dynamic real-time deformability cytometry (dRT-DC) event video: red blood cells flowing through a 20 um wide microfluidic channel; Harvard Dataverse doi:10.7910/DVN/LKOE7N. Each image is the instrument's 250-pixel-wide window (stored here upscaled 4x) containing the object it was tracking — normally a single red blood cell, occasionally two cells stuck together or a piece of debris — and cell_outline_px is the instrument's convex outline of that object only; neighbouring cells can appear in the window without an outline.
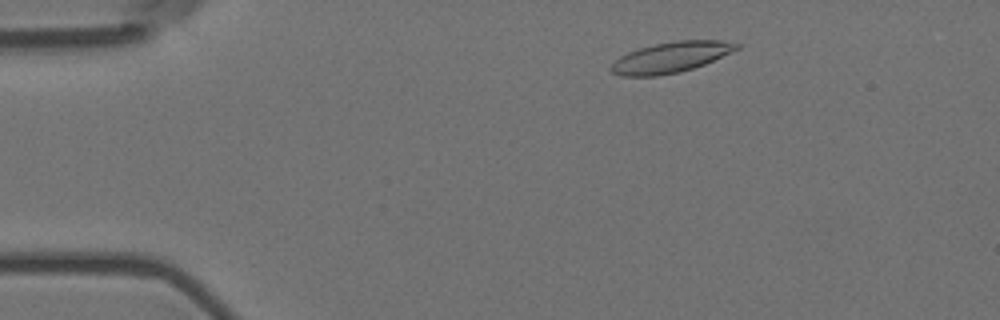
{"species": "Egyptian fruit bat (a non-hibernating species)", "species_latin": "Rousettus aegyptiacus", "temperature_condition": "room temperature", "stored_images_in_passage": 4, "camera_frame_rate_fps": 3000, "um_per_image_px": 0.085, "animal": {"sex": "female"}, "frame": {"image": 1, "passage_image": 2, "time_ms": 0.333, "image_size_px": [1000, 320], "cell_outline_px": [[740, 48], [732, 52], [704, 64], [680, 72], [656, 76], [620, 76], [612, 72], [608, 68], [620, 56], [628, 52], [640, 48], [656, 44], [676, 40], [720, 40], [740, 44]], "centroid_in_image_um": [57.01, 4.87], "position_along_channel_um": 28.0, "area_um2": 22.31}}